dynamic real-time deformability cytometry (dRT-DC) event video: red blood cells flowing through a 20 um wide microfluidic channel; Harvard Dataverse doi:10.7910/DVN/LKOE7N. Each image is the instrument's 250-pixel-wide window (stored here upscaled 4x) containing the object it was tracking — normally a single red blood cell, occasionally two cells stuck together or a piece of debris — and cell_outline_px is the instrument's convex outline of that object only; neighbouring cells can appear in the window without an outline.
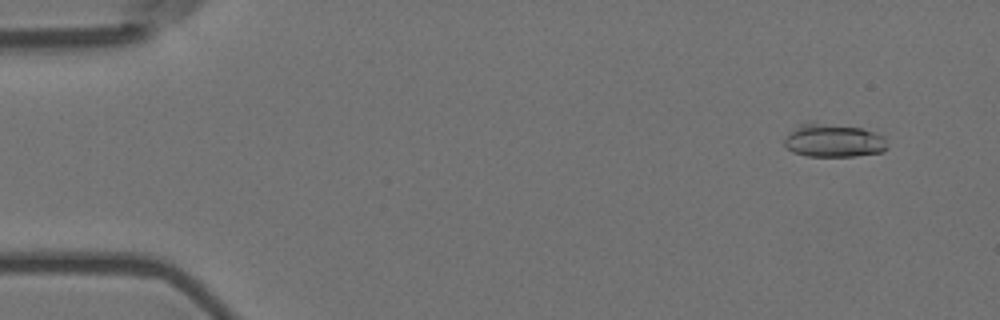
{"species": "Egyptian fruit bat (a non-hibernating species)", "species_latin": "Rousettus aegyptiacus", "temperature_condition": "room temperature", "stored_images_in_passage": 6, "camera_frame_rate_fps": 3000, "um_per_image_px": 0.085, "animal": {"sex": "female"}, "frame": {"image": 1, "passage_image": 1, "time_ms": 0.0, "image_size_px": [1000, 320], "cell_outline_px": [[888, 148], [884, 152], [852, 156], [808, 156], [792, 152], [784, 144], [784, 140], [804, 120], [812, 120], [860, 128], [884, 136]], "centroid_in_image_um": [70.85, 11.92], "position_along_channel_um": 14.1, "area_um2": 20.17}}
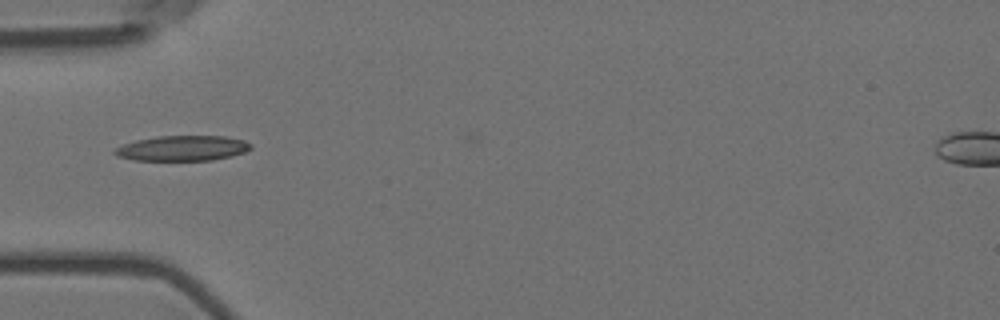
{"frame": {"image": 2, "passage_image": 5, "time_ms": 1.333, "image_size_px": [1000, 320], "cell_outline_px": [[252, 148], [244, 152], [232, 156], [212, 160], [132, 160], [116, 156], [112, 152], [116, 148], [124, 144], [136, 140], [160, 136], [224, 136], [244, 140], [252, 144]], "centroid_in_image_um": [15.52, 12.6], "position_along_channel_um": 69.5, "area_um2": 20.0}}
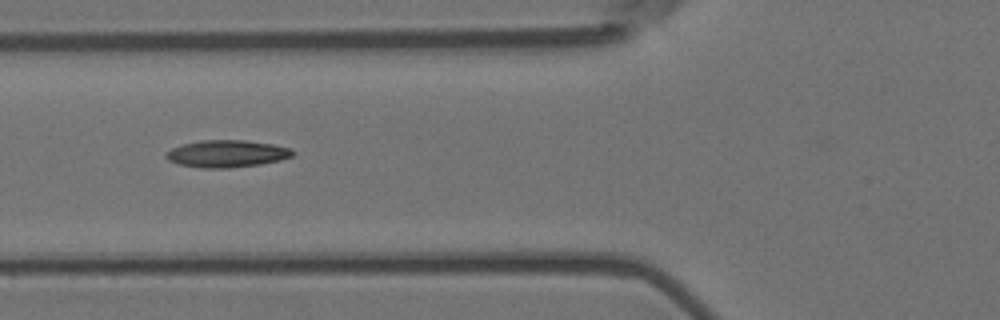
{"frame": {"image": 3, "passage_image": 6, "time_ms": 1.667, "image_size_px": [1000, 320], "cell_outline_px": [[296, 152], [292, 156], [280, 160], [260, 164], [228, 168], [200, 168], [180, 164], [168, 160], [164, 156], [172, 148], [184, 144], [200, 140], [244, 140], [272, 144], [292, 148]], "centroid_in_image_um": [19.31, 13.06], "position_along_channel_um": 106.5, "area_um2": 20.0}}